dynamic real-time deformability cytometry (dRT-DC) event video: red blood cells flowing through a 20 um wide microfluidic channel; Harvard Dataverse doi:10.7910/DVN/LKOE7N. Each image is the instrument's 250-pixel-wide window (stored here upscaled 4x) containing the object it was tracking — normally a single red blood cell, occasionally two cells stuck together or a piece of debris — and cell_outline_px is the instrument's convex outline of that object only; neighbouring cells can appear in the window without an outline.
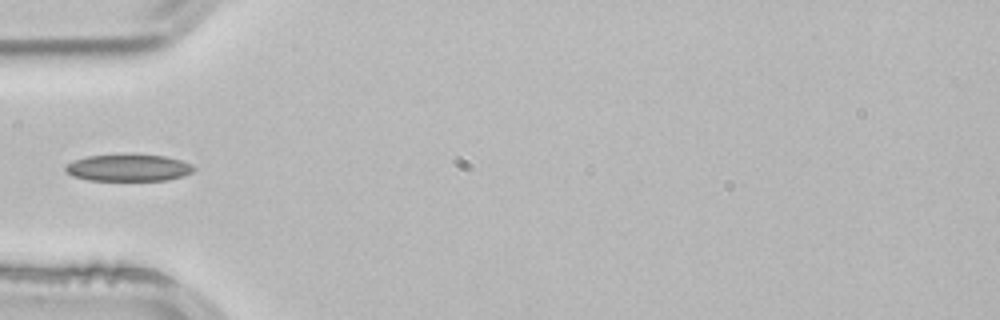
{"species": "common noctule bat (a hibernating species)", "species_latin": "Nyctalus noctula", "temperature_condition": "room temperature", "stored_images_in_passage": 4, "camera_frame_rate_fps": 3000, "um_per_image_px": 0.085, "animal": {"sex": "male", "body_mass_g": 21.5, "forearm_length_mm": 52.0}, "frame": {"image": 1, "passage_image": 4, "time_ms": 1.0, "image_size_px": [1000, 320], "cell_outline_px": [[196, 168], [192, 172], [184, 176], [168, 180], [88, 180], [72, 176], [64, 168], [68, 164], [76, 160], [88, 156], [124, 152], [164, 156], [180, 160], [192, 164]], "centroid_in_image_um": [10.95, 14.23], "position_along_channel_um": 74.1, "area_um2": 20.58}}